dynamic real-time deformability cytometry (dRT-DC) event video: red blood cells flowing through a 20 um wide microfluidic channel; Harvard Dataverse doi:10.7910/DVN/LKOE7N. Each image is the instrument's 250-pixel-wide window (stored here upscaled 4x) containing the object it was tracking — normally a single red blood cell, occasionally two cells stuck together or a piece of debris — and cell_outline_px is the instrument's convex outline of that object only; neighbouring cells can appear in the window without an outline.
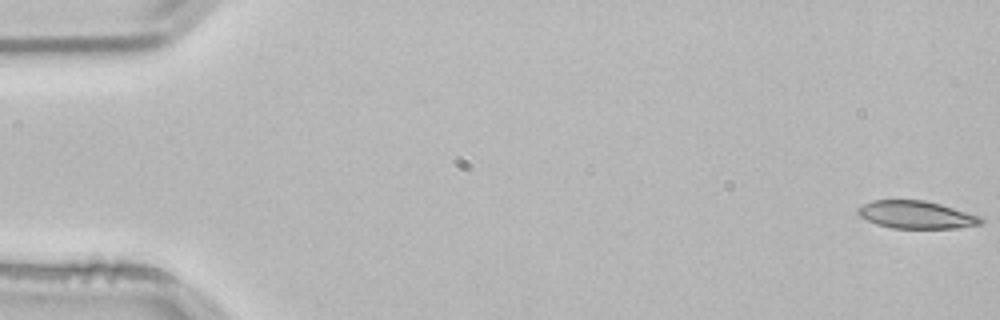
{"species": "common noctule bat (a hibernating species)", "species_latin": "Nyctalus noctula", "temperature_condition": "room temperature", "stored_images_in_passage": 52, "camera_frame_rate_fps": 3000, "um_per_image_px": 0.085, "animal": {"sex": "male", "body_mass_g": 21.5, "forearm_length_mm": 52.0}, "frame": {"image": 1, "passage_image": 1, "time_ms": 0.0, "image_size_px": [1000, 320], "cell_outline_px": [[984, 220], [980, 224], [956, 228], [892, 228], [876, 224], [860, 216], [856, 212], [856, 208], [872, 200], [924, 200], [940, 204], [980, 216]], "centroid_in_image_um": [77.85, 18.25], "position_along_channel_um": 7.1, "area_um2": 19.71}}
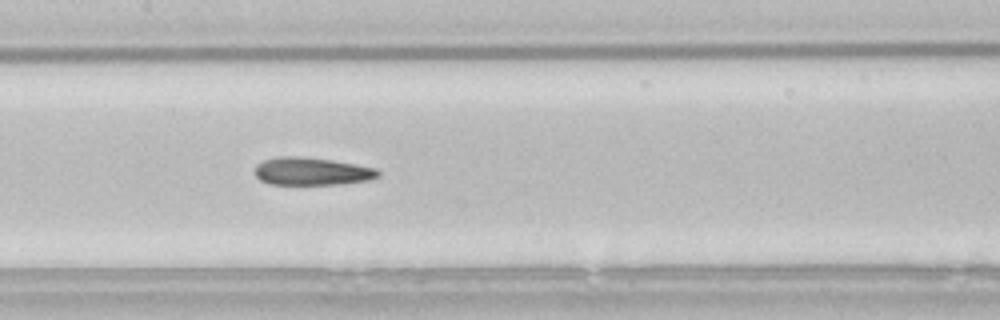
{"frame": {"image": 2, "passage_image": 26, "time_ms": 8.333, "image_size_px": [1000, 320], "cell_outline_px": [[380, 176], [368, 180], [340, 184], [268, 184], [260, 180], [256, 176], [256, 164], [264, 160], [276, 156], [300, 156], [332, 160], [376, 168], [380, 172]], "centroid_in_image_um": [26.49, 14.56], "position_along_channel_um": 180.9, "area_um2": 19.94}}
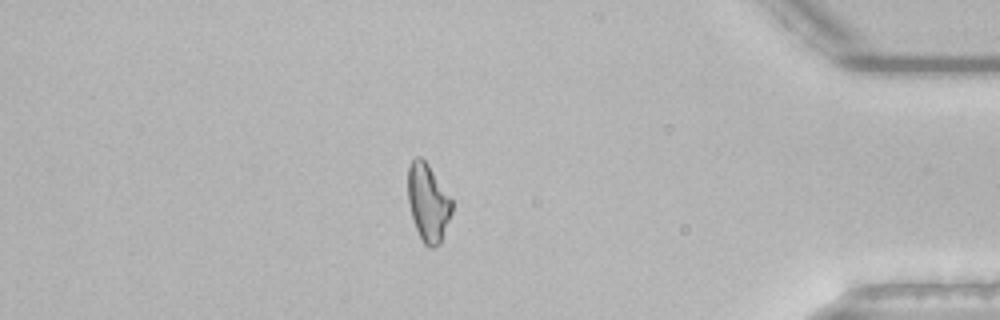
{"frame": {"image": 3, "passage_image": 46, "time_ms": 15.0, "image_size_px": [1000, 320], "cell_outline_px": [[452, 212], [440, 244], [432, 248], [428, 248], [424, 244], [416, 228], [408, 204], [408, 168], [412, 160], [416, 156], [420, 156], [428, 164], [452, 200]], "centroid_in_image_um": [36.38, 17.23], "position_along_channel_um": 398.8, "area_um2": 19.77}}